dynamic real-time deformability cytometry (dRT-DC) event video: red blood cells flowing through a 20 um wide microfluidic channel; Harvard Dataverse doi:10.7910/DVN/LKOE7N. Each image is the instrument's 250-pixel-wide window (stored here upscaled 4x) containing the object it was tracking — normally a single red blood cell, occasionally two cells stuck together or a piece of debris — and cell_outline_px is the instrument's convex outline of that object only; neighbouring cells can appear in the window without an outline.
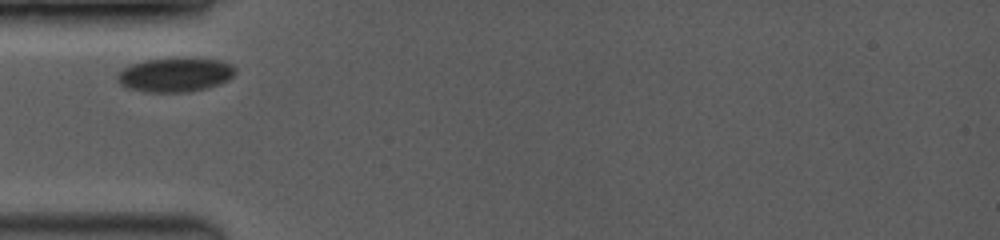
{"species": "common noctule bat (a hibernating species)", "species_latin": "Nyctalus noctula", "temperature_condition": "room temperature", "stored_images_in_passage": 2, "camera_frame_rate_fps": 3500, "um_per_image_px": 0.085, "animal": {"sex": "female", "body_mass_g": 19.0, "forearm_length_mm": 53.3}, "frame": {"image": 1, "passage_image": 1, "time_ms": 0.0, "image_size_px": [1000, 240], "cell_outline_px": [[236, 72], [228, 80], [220, 84], [208, 88], [188, 92], [148, 92], [128, 88], [120, 84], [116, 76], [116, 72], [132, 64], [144, 60], [172, 56], [192, 56], [220, 60], [232, 64], [236, 68]], "centroid_in_image_um": [14.92, 6.31], "position_along_channel_um": 70.1, "area_um2": 24.39}}